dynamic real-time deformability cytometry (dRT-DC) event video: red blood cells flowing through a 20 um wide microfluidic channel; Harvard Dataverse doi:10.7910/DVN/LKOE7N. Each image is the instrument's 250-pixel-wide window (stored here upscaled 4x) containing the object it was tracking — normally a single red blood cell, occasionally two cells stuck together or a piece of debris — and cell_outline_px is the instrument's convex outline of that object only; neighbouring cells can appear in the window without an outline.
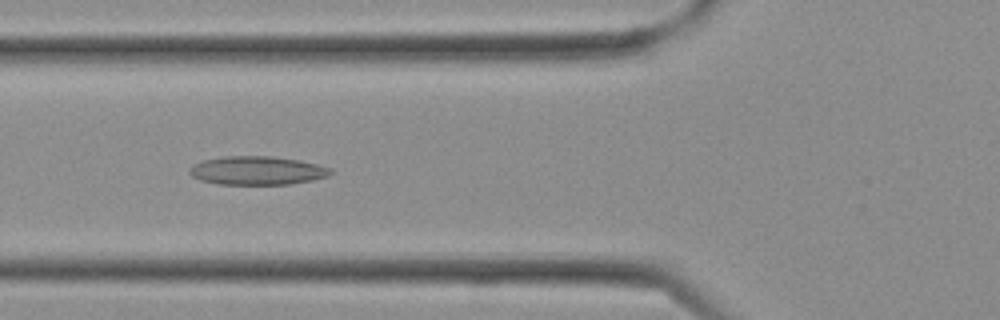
{"species": "Egyptian fruit bat (a non-hibernating species)", "species_latin": "Rousettus aegyptiacus", "temperature_condition": "cold", "stored_images_in_passage": 12, "camera_frame_rate_fps": 3000, "um_per_image_px": 0.085, "frame": {"image": 1, "passage_image": 3, "time_ms": 0.667, "image_size_px": [1000, 320], "cell_outline_px": [[332, 172], [328, 176], [312, 180], [288, 184], [220, 184], [200, 180], [192, 176], [188, 172], [192, 164], [204, 160], [224, 156], [272, 156], [300, 160], [332, 168]], "centroid_in_image_um": [21.85, 14.49], "position_along_channel_um": 104.0, "area_um2": 23.47}}
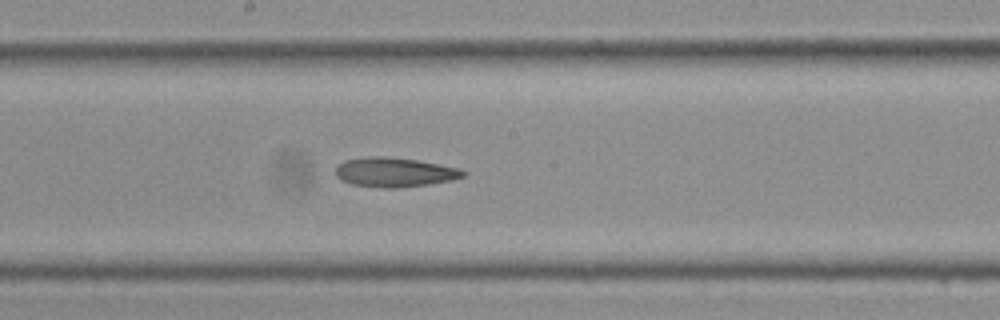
{"frame": {"image": 2, "passage_image": 8, "time_ms": 2.333, "image_size_px": [1000, 320], "cell_outline_px": [[468, 172], [464, 176], [452, 180], [428, 184], [400, 188], [380, 188], [352, 184], [340, 180], [336, 176], [336, 164], [344, 160], [368, 156], [384, 156], [416, 160], [456, 168]], "centroid_in_image_um": [33.47, 14.64], "position_along_channel_um": 214.7, "area_um2": 21.91}}
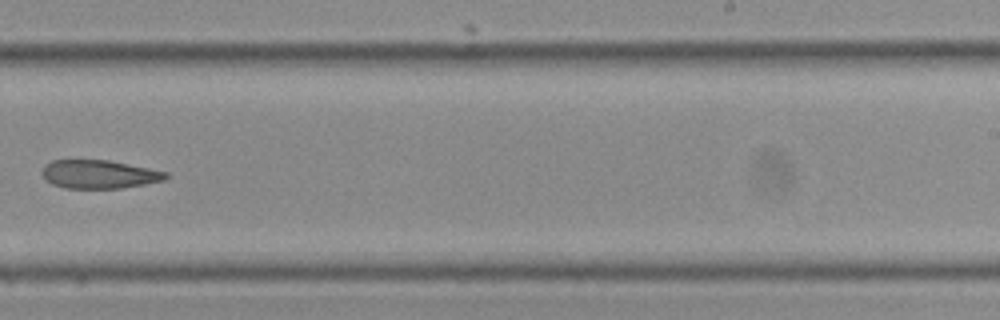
{"frame": {"image": 3, "passage_image": 11, "time_ms": 3.333, "image_size_px": [1000, 320], "cell_outline_px": [[168, 176], [164, 180], [144, 184], [120, 188], [64, 188], [52, 184], [44, 176], [44, 164], [52, 160], [108, 160], [168, 172]], "centroid_in_image_um": [8.43, 14.81], "position_along_channel_um": 280.6, "area_um2": 20.23}}